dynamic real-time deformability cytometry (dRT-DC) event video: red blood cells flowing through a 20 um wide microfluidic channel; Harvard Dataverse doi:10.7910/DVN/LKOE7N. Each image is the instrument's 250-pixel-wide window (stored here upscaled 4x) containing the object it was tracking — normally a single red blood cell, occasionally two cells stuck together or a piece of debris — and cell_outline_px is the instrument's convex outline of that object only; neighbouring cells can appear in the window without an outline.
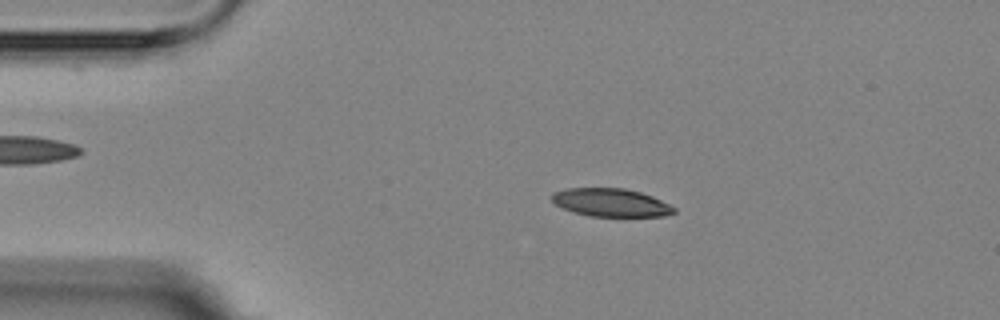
{"species": "Egyptian fruit bat (a non-hibernating species)", "species_latin": "Rousettus aegyptiacus", "temperature_condition": "room temperature", "stored_images_in_passage": 7, "camera_frame_rate_fps": 3000, "um_per_image_px": 0.085, "animal": {"sex": "female"}, "frame": {"image": 1, "passage_image": 2, "time_ms": 1.0, "image_size_px": [1000, 320], "cell_outline_px": [[676, 212], [668, 216], [588, 216], [572, 212], [556, 204], [552, 200], [552, 192], [568, 188], [624, 188], [640, 192], [652, 196], [676, 208]], "centroid_in_image_um": [51.93, 17.22], "position_along_channel_um": 33.1, "area_um2": 20.0}}
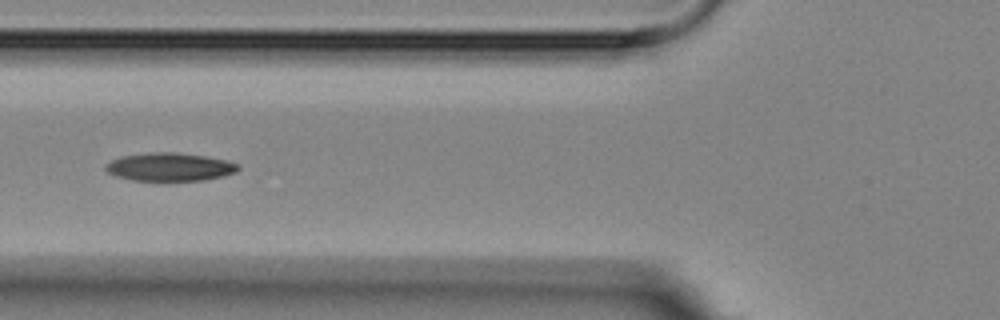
{"frame": {"image": 2, "passage_image": 5, "time_ms": 4.333, "image_size_px": [1000, 320], "cell_outline_px": [[240, 168], [236, 172], [224, 176], [204, 180], [132, 180], [116, 176], [108, 172], [104, 168], [104, 164], [120, 156], [148, 152], [176, 152], [204, 156], [224, 160], [240, 164]], "centroid_in_image_um": [14.41, 14.18], "position_along_channel_um": 111.4, "area_um2": 21.79}}
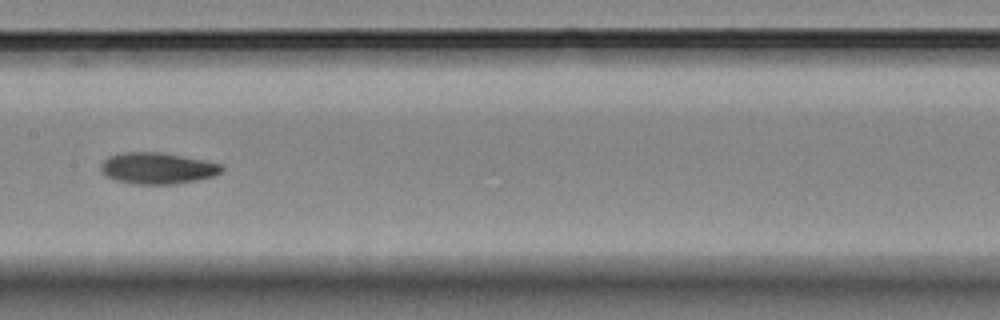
{"frame": {"image": 3, "passage_image": 7, "time_ms": 6.667, "image_size_px": [1000, 320], "cell_outline_px": [[224, 168], [216, 176], [176, 184], [132, 184], [116, 180], [104, 176], [100, 172], [100, 164], [108, 156], [124, 152], [160, 152], [204, 160], [224, 164]], "centroid_in_image_um": [13.37, 14.3], "position_along_channel_um": 194.0, "area_um2": 22.37}}